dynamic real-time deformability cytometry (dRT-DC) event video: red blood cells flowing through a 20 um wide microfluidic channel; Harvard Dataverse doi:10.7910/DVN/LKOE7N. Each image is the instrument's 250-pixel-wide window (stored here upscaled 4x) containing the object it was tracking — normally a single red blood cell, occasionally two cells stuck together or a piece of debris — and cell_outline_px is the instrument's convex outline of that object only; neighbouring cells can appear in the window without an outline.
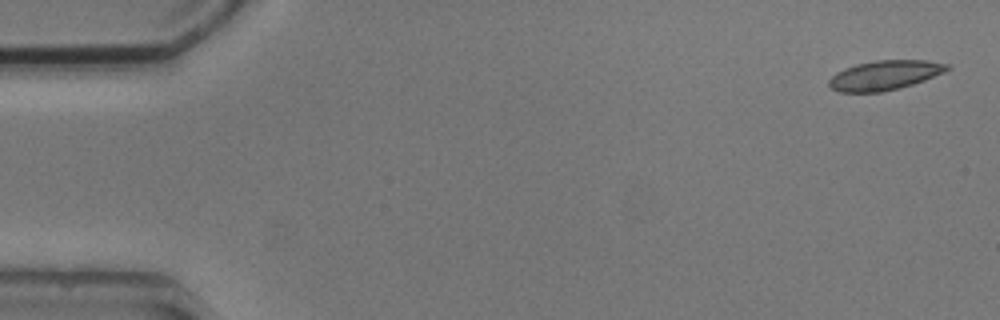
{"species": "common noctule bat (a hibernating species)", "species_latin": "Nyctalus noctula", "temperature_condition": "cold", "stored_images_in_passage": 4, "camera_frame_rate_fps": 3000, "um_per_image_px": 0.085, "animal": {"sex": "male", "body_mass_g": 20.5, "forearm_length_mm": 52.5}, "frame": {"image": 1, "passage_image": 1, "time_ms": 0.0, "image_size_px": [1000, 320], "cell_outline_px": [[952, 68], [944, 72], [924, 80], [900, 88], [884, 92], [840, 92], [832, 88], [828, 84], [828, 80], [836, 72], [844, 68], [856, 64], [876, 60], [928, 60], [948, 64]], "centroid_in_image_um": [75.2, 6.39], "position_along_channel_um": 9.8, "area_um2": 20.4}}
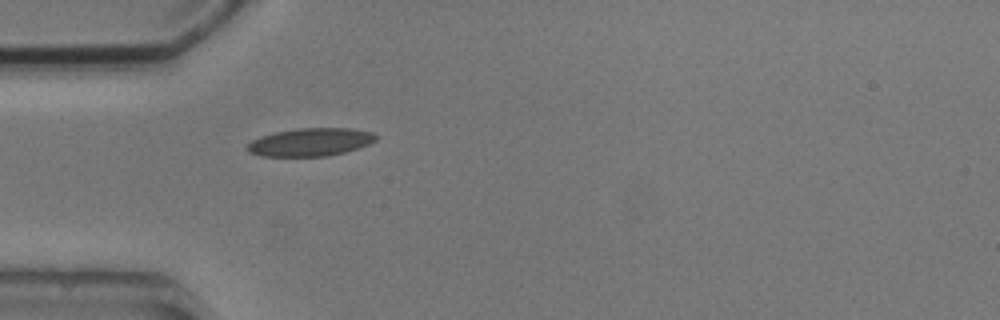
{"frame": {"image": 2, "passage_image": 4, "time_ms": 4.667, "image_size_px": [1000, 320], "cell_outline_px": [[380, 136], [376, 140], [368, 144], [344, 152], [328, 156], [260, 156], [248, 152], [244, 148], [252, 140], [260, 136], [276, 132], [296, 128], [352, 128], [372, 132]], "centroid_in_image_um": [26.37, 12.07], "position_along_channel_um": 58.6, "area_um2": 21.1}}